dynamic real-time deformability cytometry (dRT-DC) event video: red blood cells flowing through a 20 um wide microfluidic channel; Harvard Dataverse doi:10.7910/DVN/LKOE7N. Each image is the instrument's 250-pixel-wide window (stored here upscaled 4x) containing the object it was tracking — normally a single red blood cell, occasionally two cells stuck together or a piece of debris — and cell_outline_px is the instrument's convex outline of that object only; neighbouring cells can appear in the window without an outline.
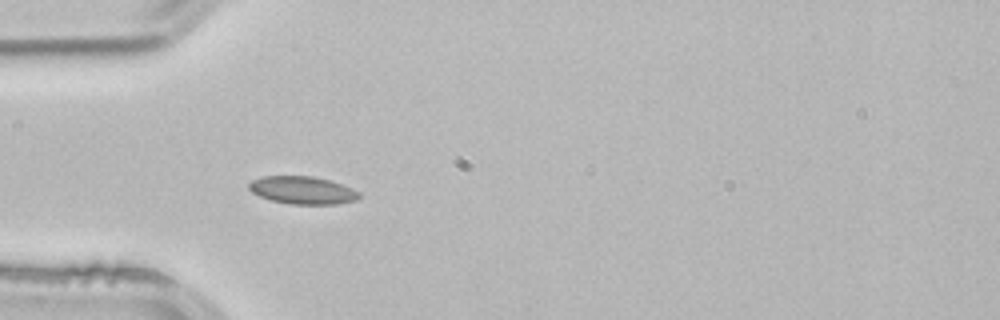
{"species": "common noctule bat (a hibernating species)", "species_latin": "Nyctalus noctula", "temperature_condition": "room temperature", "stored_images_in_passage": 1, "camera_frame_rate_fps": 3000, "um_per_image_px": 0.085, "animal": {"sex": "male", "body_mass_g": 21.5, "forearm_length_mm": 52.0}, "frame": {"image": 1, "passage_image": 1, "time_ms": 0.0, "image_size_px": [1000, 320], "cell_outline_px": [[360, 196], [356, 200], [336, 204], [288, 204], [272, 200], [260, 196], [252, 192], [248, 188], [248, 184], [252, 180], [264, 176], [312, 176], [332, 180], [352, 188], [360, 192]], "centroid_in_image_um": [25.73, 16.16], "position_along_channel_um": 59.3, "area_um2": 17.86}}